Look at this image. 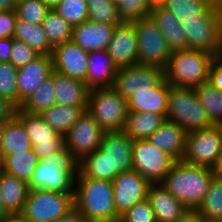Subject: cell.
<instances>
[{"label":"cell","instance_id":"obj_3","mask_svg":"<svg viewBox=\"0 0 222 222\" xmlns=\"http://www.w3.org/2000/svg\"><path fill=\"white\" fill-rule=\"evenodd\" d=\"M79 160L64 147L61 151L39 160L30 189H45L61 193H74Z\"/></svg>","mask_w":222,"mask_h":222},{"label":"cell","instance_id":"obj_15","mask_svg":"<svg viewBox=\"0 0 222 222\" xmlns=\"http://www.w3.org/2000/svg\"><path fill=\"white\" fill-rule=\"evenodd\" d=\"M112 183L114 205L119 217L136 203L146 199L151 185L133 169L119 173Z\"/></svg>","mask_w":222,"mask_h":222},{"label":"cell","instance_id":"obj_19","mask_svg":"<svg viewBox=\"0 0 222 222\" xmlns=\"http://www.w3.org/2000/svg\"><path fill=\"white\" fill-rule=\"evenodd\" d=\"M52 55H39L17 71L18 109L40 84L52 74Z\"/></svg>","mask_w":222,"mask_h":222},{"label":"cell","instance_id":"obj_7","mask_svg":"<svg viewBox=\"0 0 222 222\" xmlns=\"http://www.w3.org/2000/svg\"><path fill=\"white\" fill-rule=\"evenodd\" d=\"M87 111L105 132L123 130L129 113L127 99L113 87L89 90Z\"/></svg>","mask_w":222,"mask_h":222},{"label":"cell","instance_id":"obj_9","mask_svg":"<svg viewBox=\"0 0 222 222\" xmlns=\"http://www.w3.org/2000/svg\"><path fill=\"white\" fill-rule=\"evenodd\" d=\"M138 64L165 69L172 50L151 16L134 21Z\"/></svg>","mask_w":222,"mask_h":222},{"label":"cell","instance_id":"obj_25","mask_svg":"<svg viewBox=\"0 0 222 222\" xmlns=\"http://www.w3.org/2000/svg\"><path fill=\"white\" fill-rule=\"evenodd\" d=\"M56 104L87 106L89 88L86 83L54 71Z\"/></svg>","mask_w":222,"mask_h":222},{"label":"cell","instance_id":"obj_23","mask_svg":"<svg viewBox=\"0 0 222 222\" xmlns=\"http://www.w3.org/2000/svg\"><path fill=\"white\" fill-rule=\"evenodd\" d=\"M117 69L107 50L89 52L86 86L89 90L111 88L114 84Z\"/></svg>","mask_w":222,"mask_h":222},{"label":"cell","instance_id":"obj_59","mask_svg":"<svg viewBox=\"0 0 222 222\" xmlns=\"http://www.w3.org/2000/svg\"><path fill=\"white\" fill-rule=\"evenodd\" d=\"M3 130H4V123H0V148H1L2 139H3Z\"/></svg>","mask_w":222,"mask_h":222},{"label":"cell","instance_id":"obj_52","mask_svg":"<svg viewBox=\"0 0 222 222\" xmlns=\"http://www.w3.org/2000/svg\"><path fill=\"white\" fill-rule=\"evenodd\" d=\"M213 177L222 180V153L218 156L214 165L211 167Z\"/></svg>","mask_w":222,"mask_h":222},{"label":"cell","instance_id":"obj_44","mask_svg":"<svg viewBox=\"0 0 222 222\" xmlns=\"http://www.w3.org/2000/svg\"><path fill=\"white\" fill-rule=\"evenodd\" d=\"M118 222H157L148 199L136 203L120 216Z\"/></svg>","mask_w":222,"mask_h":222},{"label":"cell","instance_id":"obj_38","mask_svg":"<svg viewBox=\"0 0 222 222\" xmlns=\"http://www.w3.org/2000/svg\"><path fill=\"white\" fill-rule=\"evenodd\" d=\"M87 9L89 21L115 26L122 23L114 0H87Z\"/></svg>","mask_w":222,"mask_h":222},{"label":"cell","instance_id":"obj_26","mask_svg":"<svg viewBox=\"0 0 222 222\" xmlns=\"http://www.w3.org/2000/svg\"><path fill=\"white\" fill-rule=\"evenodd\" d=\"M150 16L165 37L172 51L187 49V37L180 21L162 6L154 7Z\"/></svg>","mask_w":222,"mask_h":222},{"label":"cell","instance_id":"obj_5","mask_svg":"<svg viewBox=\"0 0 222 222\" xmlns=\"http://www.w3.org/2000/svg\"><path fill=\"white\" fill-rule=\"evenodd\" d=\"M166 120L182 126L187 132L214 125L200 104L194 88L170 85Z\"/></svg>","mask_w":222,"mask_h":222},{"label":"cell","instance_id":"obj_54","mask_svg":"<svg viewBox=\"0 0 222 222\" xmlns=\"http://www.w3.org/2000/svg\"><path fill=\"white\" fill-rule=\"evenodd\" d=\"M12 214L5 207L3 199L0 197V221L10 218Z\"/></svg>","mask_w":222,"mask_h":222},{"label":"cell","instance_id":"obj_27","mask_svg":"<svg viewBox=\"0 0 222 222\" xmlns=\"http://www.w3.org/2000/svg\"><path fill=\"white\" fill-rule=\"evenodd\" d=\"M29 191L30 187L26 182L3 171L0 172V197L12 215H19L23 211Z\"/></svg>","mask_w":222,"mask_h":222},{"label":"cell","instance_id":"obj_56","mask_svg":"<svg viewBox=\"0 0 222 222\" xmlns=\"http://www.w3.org/2000/svg\"><path fill=\"white\" fill-rule=\"evenodd\" d=\"M168 0H149L151 8L163 6Z\"/></svg>","mask_w":222,"mask_h":222},{"label":"cell","instance_id":"obj_58","mask_svg":"<svg viewBox=\"0 0 222 222\" xmlns=\"http://www.w3.org/2000/svg\"><path fill=\"white\" fill-rule=\"evenodd\" d=\"M4 159L5 157H4L3 151L0 148V172H2L4 168Z\"/></svg>","mask_w":222,"mask_h":222},{"label":"cell","instance_id":"obj_43","mask_svg":"<svg viewBox=\"0 0 222 222\" xmlns=\"http://www.w3.org/2000/svg\"><path fill=\"white\" fill-rule=\"evenodd\" d=\"M50 9L40 0H18L15 12L17 19L32 24H42Z\"/></svg>","mask_w":222,"mask_h":222},{"label":"cell","instance_id":"obj_32","mask_svg":"<svg viewBox=\"0 0 222 222\" xmlns=\"http://www.w3.org/2000/svg\"><path fill=\"white\" fill-rule=\"evenodd\" d=\"M32 143L27 135L23 123L14 116L10 121L4 123L1 150L4 155L23 153L31 150Z\"/></svg>","mask_w":222,"mask_h":222},{"label":"cell","instance_id":"obj_35","mask_svg":"<svg viewBox=\"0 0 222 222\" xmlns=\"http://www.w3.org/2000/svg\"><path fill=\"white\" fill-rule=\"evenodd\" d=\"M200 104L214 125H222V91L209 82L194 88Z\"/></svg>","mask_w":222,"mask_h":222},{"label":"cell","instance_id":"obj_21","mask_svg":"<svg viewBox=\"0 0 222 222\" xmlns=\"http://www.w3.org/2000/svg\"><path fill=\"white\" fill-rule=\"evenodd\" d=\"M115 27L88 20L73 27L72 41L88 52L107 50Z\"/></svg>","mask_w":222,"mask_h":222},{"label":"cell","instance_id":"obj_53","mask_svg":"<svg viewBox=\"0 0 222 222\" xmlns=\"http://www.w3.org/2000/svg\"><path fill=\"white\" fill-rule=\"evenodd\" d=\"M17 4L18 0H0V12L15 10Z\"/></svg>","mask_w":222,"mask_h":222},{"label":"cell","instance_id":"obj_57","mask_svg":"<svg viewBox=\"0 0 222 222\" xmlns=\"http://www.w3.org/2000/svg\"><path fill=\"white\" fill-rule=\"evenodd\" d=\"M0 222H23L19 215H12L10 218L1 220Z\"/></svg>","mask_w":222,"mask_h":222},{"label":"cell","instance_id":"obj_18","mask_svg":"<svg viewBox=\"0 0 222 222\" xmlns=\"http://www.w3.org/2000/svg\"><path fill=\"white\" fill-rule=\"evenodd\" d=\"M137 36L134 22H122L114 28L107 52L119 68L138 64Z\"/></svg>","mask_w":222,"mask_h":222},{"label":"cell","instance_id":"obj_11","mask_svg":"<svg viewBox=\"0 0 222 222\" xmlns=\"http://www.w3.org/2000/svg\"><path fill=\"white\" fill-rule=\"evenodd\" d=\"M222 153V125L188 132L183 161L211 168Z\"/></svg>","mask_w":222,"mask_h":222},{"label":"cell","instance_id":"obj_39","mask_svg":"<svg viewBox=\"0 0 222 222\" xmlns=\"http://www.w3.org/2000/svg\"><path fill=\"white\" fill-rule=\"evenodd\" d=\"M77 177H89L110 181L109 163L99 150L87 154L79 161V174Z\"/></svg>","mask_w":222,"mask_h":222},{"label":"cell","instance_id":"obj_37","mask_svg":"<svg viewBox=\"0 0 222 222\" xmlns=\"http://www.w3.org/2000/svg\"><path fill=\"white\" fill-rule=\"evenodd\" d=\"M197 210L207 222H222V180L213 178Z\"/></svg>","mask_w":222,"mask_h":222},{"label":"cell","instance_id":"obj_8","mask_svg":"<svg viewBox=\"0 0 222 222\" xmlns=\"http://www.w3.org/2000/svg\"><path fill=\"white\" fill-rule=\"evenodd\" d=\"M180 23L186 33L187 49L222 54V7L215 14H201Z\"/></svg>","mask_w":222,"mask_h":222},{"label":"cell","instance_id":"obj_12","mask_svg":"<svg viewBox=\"0 0 222 222\" xmlns=\"http://www.w3.org/2000/svg\"><path fill=\"white\" fill-rule=\"evenodd\" d=\"M15 116L23 123L39 160L65 147L64 135L55 131L39 114H29L19 108Z\"/></svg>","mask_w":222,"mask_h":222},{"label":"cell","instance_id":"obj_1","mask_svg":"<svg viewBox=\"0 0 222 222\" xmlns=\"http://www.w3.org/2000/svg\"><path fill=\"white\" fill-rule=\"evenodd\" d=\"M211 168L175 161L161 184L187 209L197 210L213 180Z\"/></svg>","mask_w":222,"mask_h":222},{"label":"cell","instance_id":"obj_10","mask_svg":"<svg viewBox=\"0 0 222 222\" xmlns=\"http://www.w3.org/2000/svg\"><path fill=\"white\" fill-rule=\"evenodd\" d=\"M175 161L148 139L133 141L132 169L151 184L161 183Z\"/></svg>","mask_w":222,"mask_h":222},{"label":"cell","instance_id":"obj_6","mask_svg":"<svg viewBox=\"0 0 222 222\" xmlns=\"http://www.w3.org/2000/svg\"><path fill=\"white\" fill-rule=\"evenodd\" d=\"M74 208V193L30 189L23 211V222H55Z\"/></svg>","mask_w":222,"mask_h":222},{"label":"cell","instance_id":"obj_49","mask_svg":"<svg viewBox=\"0 0 222 222\" xmlns=\"http://www.w3.org/2000/svg\"><path fill=\"white\" fill-rule=\"evenodd\" d=\"M13 38L0 39V62H10Z\"/></svg>","mask_w":222,"mask_h":222},{"label":"cell","instance_id":"obj_22","mask_svg":"<svg viewBox=\"0 0 222 222\" xmlns=\"http://www.w3.org/2000/svg\"><path fill=\"white\" fill-rule=\"evenodd\" d=\"M187 134L188 132L182 126L165 120L148 140L178 161L184 157Z\"/></svg>","mask_w":222,"mask_h":222},{"label":"cell","instance_id":"obj_2","mask_svg":"<svg viewBox=\"0 0 222 222\" xmlns=\"http://www.w3.org/2000/svg\"><path fill=\"white\" fill-rule=\"evenodd\" d=\"M74 207L89 222H118L111 181L76 177Z\"/></svg>","mask_w":222,"mask_h":222},{"label":"cell","instance_id":"obj_29","mask_svg":"<svg viewBox=\"0 0 222 222\" xmlns=\"http://www.w3.org/2000/svg\"><path fill=\"white\" fill-rule=\"evenodd\" d=\"M87 110V106L56 104L39 114L55 131L65 135Z\"/></svg>","mask_w":222,"mask_h":222},{"label":"cell","instance_id":"obj_17","mask_svg":"<svg viewBox=\"0 0 222 222\" xmlns=\"http://www.w3.org/2000/svg\"><path fill=\"white\" fill-rule=\"evenodd\" d=\"M89 52L69 40L53 48V70L85 82Z\"/></svg>","mask_w":222,"mask_h":222},{"label":"cell","instance_id":"obj_47","mask_svg":"<svg viewBox=\"0 0 222 222\" xmlns=\"http://www.w3.org/2000/svg\"><path fill=\"white\" fill-rule=\"evenodd\" d=\"M208 82L222 91V54L213 57L209 68Z\"/></svg>","mask_w":222,"mask_h":222},{"label":"cell","instance_id":"obj_55","mask_svg":"<svg viewBox=\"0 0 222 222\" xmlns=\"http://www.w3.org/2000/svg\"><path fill=\"white\" fill-rule=\"evenodd\" d=\"M43 2L50 10L54 9L61 0H40Z\"/></svg>","mask_w":222,"mask_h":222},{"label":"cell","instance_id":"obj_45","mask_svg":"<svg viewBox=\"0 0 222 222\" xmlns=\"http://www.w3.org/2000/svg\"><path fill=\"white\" fill-rule=\"evenodd\" d=\"M38 56L39 54L29 45L13 38V46L10 55V63L13 66L20 68L27 65Z\"/></svg>","mask_w":222,"mask_h":222},{"label":"cell","instance_id":"obj_51","mask_svg":"<svg viewBox=\"0 0 222 222\" xmlns=\"http://www.w3.org/2000/svg\"><path fill=\"white\" fill-rule=\"evenodd\" d=\"M55 222H89L75 207Z\"/></svg>","mask_w":222,"mask_h":222},{"label":"cell","instance_id":"obj_48","mask_svg":"<svg viewBox=\"0 0 222 222\" xmlns=\"http://www.w3.org/2000/svg\"><path fill=\"white\" fill-rule=\"evenodd\" d=\"M16 109L12 103L0 97V123L10 121L15 116Z\"/></svg>","mask_w":222,"mask_h":222},{"label":"cell","instance_id":"obj_42","mask_svg":"<svg viewBox=\"0 0 222 222\" xmlns=\"http://www.w3.org/2000/svg\"><path fill=\"white\" fill-rule=\"evenodd\" d=\"M118 4V13L122 22H134L150 16L149 0H114Z\"/></svg>","mask_w":222,"mask_h":222},{"label":"cell","instance_id":"obj_14","mask_svg":"<svg viewBox=\"0 0 222 222\" xmlns=\"http://www.w3.org/2000/svg\"><path fill=\"white\" fill-rule=\"evenodd\" d=\"M164 78V69L137 64L117 69L112 87L123 98L128 99L137 90L157 86Z\"/></svg>","mask_w":222,"mask_h":222},{"label":"cell","instance_id":"obj_20","mask_svg":"<svg viewBox=\"0 0 222 222\" xmlns=\"http://www.w3.org/2000/svg\"><path fill=\"white\" fill-rule=\"evenodd\" d=\"M170 84L164 78L157 86L137 90L127 99L129 111L154 112L166 118Z\"/></svg>","mask_w":222,"mask_h":222},{"label":"cell","instance_id":"obj_16","mask_svg":"<svg viewBox=\"0 0 222 222\" xmlns=\"http://www.w3.org/2000/svg\"><path fill=\"white\" fill-rule=\"evenodd\" d=\"M132 146L133 140L123 130L103 134L98 150L108 160L111 182L119 173L132 170Z\"/></svg>","mask_w":222,"mask_h":222},{"label":"cell","instance_id":"obj_13","mask_svg":"<svg viewBox=\"0 0 222 222\" xmlns=\"http://www.w3.org/2000/svg\"><path fill=\"white\" fill-rule=\"evenodd\" d=\"M105 131L86 110L64 135L65 147L80 161L99 149Z\"/></svg>","mask_w":222,"mask_h":222},{"label":"cell","instance_id":"obj_31","mask_svg":"<svg viewBox=\"0 0 222 222\" xmlns=\"http://www.w3.org/2000/svg\"><path fill=\"white\" fill-rule=\"evenodd\" d=\"M13 38L26 43L39 55H52L53 47L47 39L42 24H32L17 19Z\"/></svg>","mask_w":222,"mask_h":222},{"label":"cell","instance_id":"obj_41","mask_svg":"<svg viewBox=\"0 0 222 222\" xmlns=\"http://www.w3.org/2000/svg\"><path fill=\"white\" fill-rule=\"evenodd\" d=\"M17 71L10 62H0V97L18 109Z\"/></svg>","mask_w":222,"mask_h":222},{"label":"cell","instance_id":"obj_33","mask_svg":"<svg viewBox=\"0 0 222 222\" xmlns=\"http://www.w3.org/2000/svg\"><path fill=\"white\" fill-rule=\"evenodd\" d=\"M54 88V70L39 87L22 103L20 109L29 114H41L56 105Z\"/></svg>","mask_w":222,"mask_h":222},{"label":"cell","instance_id":"obj_40","mask_svg":"<svg viewBox=\"0 0 222 222\" xmlns=\"http://www.w3.org/2000/svg\"><path fill=\"white\" fill-rule=\"evenodd\" d=\"M54 11L72 27L88 21L87 0H61Z\"/></svg>","mask_w":222,"mask_h":222},{"label":"cell","instance_id":"obj_34","mask_svg":"<svg viewBox=\"0 0 222 222\" xmlns=\"http://www.w3.org/2000/svg\"><path fill=\"white\" fill-rule=\"evenodd\" d=\"M3 172L16 176L20 180L30 183L39 158L33 149L12 155H4Z\"/></svg>","mask_w":222,"mask_h":222},{"label":"cell","instance_id":"obj_24","mask_svg":"<svg viewBox=\"0 0 222 222\" xmlns=\"http://www.w3.org/2000/svg\"><path fill=\"white\" fill-rule=\"evenodd\" d=\"M147 199L157 222H175L187 210L161 183L150 185Z\"/></svg>","mask_w":222,"mask_h":222},{"label":"cell","instance_id":"obj_46","mask_svg":"<svg viewBox=\"0 0 222 222\" xmlns=\"http://www.w3.org/2000/svg\"><path fill=\"white\" fill-rule=\"evenodd\" d=\"M17 14L15 10L0 12V39L13 38L16 28Z\"/></svg>","mask_w":222,"mask_h":222},{"label":"cell","instance_id":"obj_50","mask_svg":"<svg viewBox=\"0 0 222 222\" xmlns=\"http://www.w3.org/2000/svg\"><path fill=\"white\" fill-rule=\"evenodd\" d=\"M175 222H207L198 210L187 209Z\"/></svg>","mask_w":222,"mask_h":222},{"label":"cell","instance_id":"obj_36","mask_svg":"<svg viewBox=\"0 0 222 222\" xmlns=\"http://www.w3.org/2000/svg\"><path fill=\"white\" fill-rule=\"evenodd\" d=\"M42 27L53 48L72 40L73 27L54 11V9L48 11L42 22Z\"/></svg>","mask_w":222,"mask_h":222},{"label":"cell","instance_id":"obj_4","mask_svg":"<svg viewBox=\"0 0 222 222\" xmlns=\"http://www.w3.org/2000/svg\"><path fill=\"white\" fill-rule=\"evenodd\" d=\"M214 56L211 52L197 49L172 51L164 69L165 79L172 86L196 88L208 82Z\"/></svg>","mask_w":222,"mask_h":222},{"label":"cell","instance_id":"obj_30","mask_svg":"<svg viewBox=\"0 0 222 222\" xmlns=\"http://www.w3.org/2000/svg\"><path fill=\"white\" fill-rule=\"evenodd\" d=\"M162 7L181 21L201 14H215L222 7V0H168Z\"/></svg>","mask_w":222,"mask_h":222},{"label":"cell","instance_id":"obj_28","mask_svg":"<svg viewBox=\"0 0 222 222\" xmlns=\"http://www.w3.org/2000/svg\"><path fill=\"white\" fill-rule=\"evenodd\" d=\"M163 115L154 112L129 111L123 131L133 141L150 137L164 122Z\"/></svg>","mask_w":222,"mask_h":222}]
</instances>
